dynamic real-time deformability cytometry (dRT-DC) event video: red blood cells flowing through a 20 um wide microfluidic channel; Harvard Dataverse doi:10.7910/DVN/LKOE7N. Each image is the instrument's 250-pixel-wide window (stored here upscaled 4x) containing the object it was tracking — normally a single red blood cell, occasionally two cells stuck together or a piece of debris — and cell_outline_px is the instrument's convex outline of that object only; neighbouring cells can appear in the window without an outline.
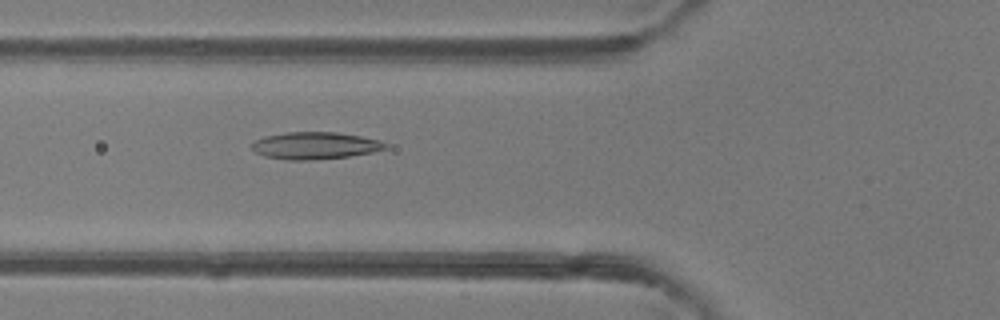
{"species": "common noctule bat (a hibernating species)", "species_latin": "Nyctalus noctula", "temperature_condition": "room temperature", "stored_images_in_passage": 6, "camera_frame_rate_fps": 3000, "um_per_image_px": 0.085, "animal": {"sex": "female"}, "frame": {"image": 1, "passage_image": 6, "time_ms": 5.667, "image_size_px": [1000, 320], "cell_outline_px": [[388, 148], [372, 152], [348, 156], [312, 160], [288, 160], [264, 156], [256, 152], [252, 148], [252, 144], [256, 140], [264, 136], [284, 132], [336, 132], [360, 136], [380, 140], [388, 144]], "centroid_in_image_um": [26.79, 12.37], "position_along_channel_um": 99.0, "area_um2": 21.1}}